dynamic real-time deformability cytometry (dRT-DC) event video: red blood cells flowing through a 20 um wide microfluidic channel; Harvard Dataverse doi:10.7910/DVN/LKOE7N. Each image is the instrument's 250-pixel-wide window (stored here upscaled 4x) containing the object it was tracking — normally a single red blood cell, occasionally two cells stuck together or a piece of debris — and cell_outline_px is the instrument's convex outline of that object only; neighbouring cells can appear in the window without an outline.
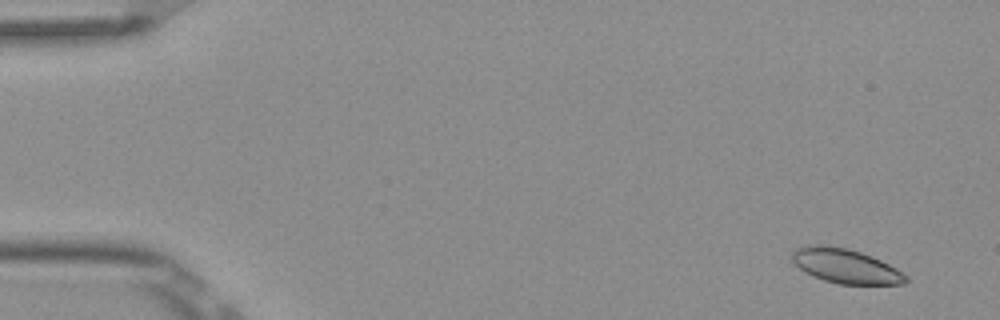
{"species": "Egyptian fruit bat (a non-hibernating species)", "species_latin": "Rousettus aegyptiacus", "temperature_condition": "room temperature", "stored_images_in_passage": 7, "camera_frame_rate_fps": 3000, "um_per_image_px": 0.085, "frame": {"image": 1, "passage_image": 1, "time_ms": 0.0, "image_size_px": [1000, 320], "cell_outline_px": [[908, 280], [904, 284], [840, 284], [824, 280], [812, 276], [792, 264], [792, 252], [796, 248], [812, 244], [828, 244], [848, 248], [872, 256], [896, 268], [908, 276]], "centroid_in_image_um": [71.84, 22.6], "position_along_channel_um": 13.2, "area_um2": 23.06}}
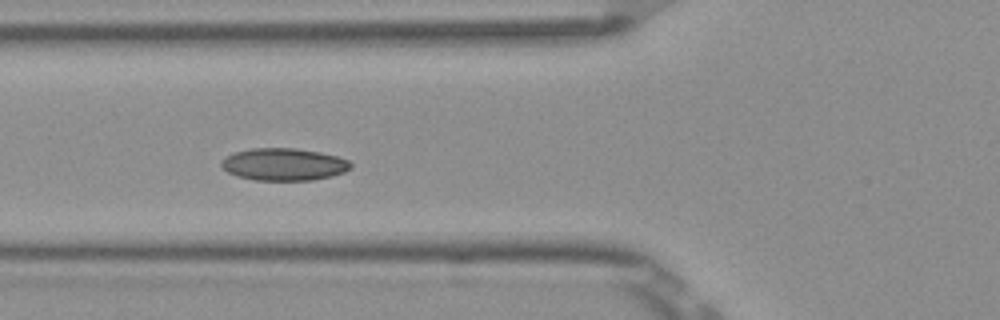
{"frame": {"image": 2, "passage_image": 6, "time_ms": 1.667, "image_size_px": [1000, 320], "cell_outline_px": [[352, 168], [344, 172], [332, 176], [312, 180], [252, 180], [236, 176], [228, 172], [220, 164], [220, 160], [224, 156], [236, 152], [252, 148], [296, 148], [320, 152], [336, 156], [348, 160], [352, 164]], "centroid_in_image_um": [24.11, 13.97], "position_along_channel_um": 101.7, "area_um2": 24.51}}
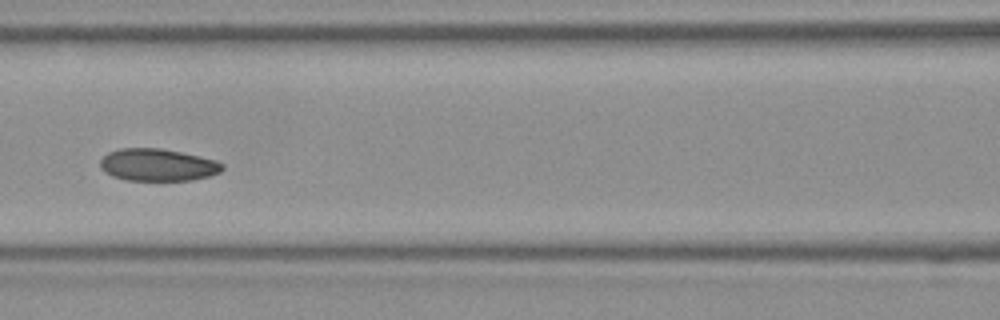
{"frame": {"image": 3, "passage_image": 7, "time_ms": 2.0, "image_size_px": [1000, 320], "cell_outline_px": [[224, 168], [220, 172], [208, 176], [192, 180], [128, 180], [112, 176], [104, 172], [100, 168], [100, 160], [108, 152], [120, 148], [160, 148], [180, 152], [216, 160], [224, 164]], "centroid_in_image_um": [13.39, 14.01], "position_along_channel_um": 153.2, "area_um2": 22.95}}